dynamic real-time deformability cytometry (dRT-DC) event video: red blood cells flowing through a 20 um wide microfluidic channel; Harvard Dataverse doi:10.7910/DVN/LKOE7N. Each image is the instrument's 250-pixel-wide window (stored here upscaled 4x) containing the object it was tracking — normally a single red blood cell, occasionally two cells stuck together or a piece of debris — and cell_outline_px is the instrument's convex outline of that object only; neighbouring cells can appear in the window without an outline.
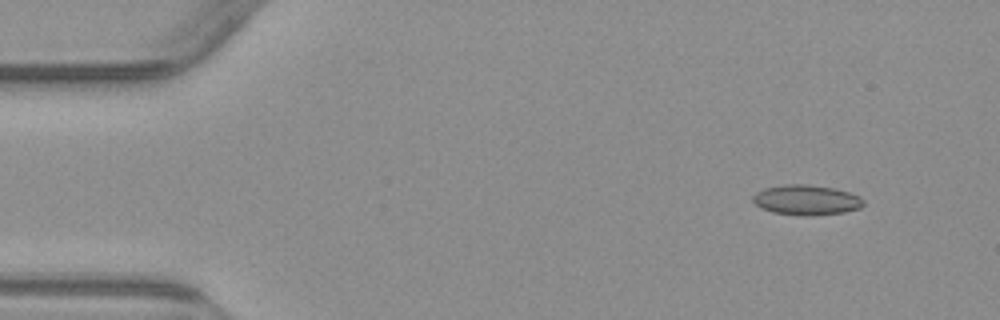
{"species": "common noctule bat (a hibernating species)", "species_latin": "Nyctalus noctula", "temperature_condition": "warm", "stored_images_in_passage": 4, "camera_frame_rate_fps": 3000, "um_per_image_px": 0.085, "animal": {"sex": "male", "body_mass_g": 23.1, "forearm_length_mm": 52.7}, "frame": {"image": 1, "passage_image": 2, "time_ms": 1.333, "image_size_px": [1000, 320], "cell_outline_px": [[864, 204], [860, 208], [844, 212], [812, 216], [804, 216], [772, 212], [760, 208], [752, 200], [752, 196], [756, 192], [764, 188], [784, 184], [808, 184], [832, 188], [848, 192], [860, 196], [864, 200]], "centroid_in_image_um": [68.53, 17.0], "position_along_channel_um": 16.5, "area_um2": 19.54}}